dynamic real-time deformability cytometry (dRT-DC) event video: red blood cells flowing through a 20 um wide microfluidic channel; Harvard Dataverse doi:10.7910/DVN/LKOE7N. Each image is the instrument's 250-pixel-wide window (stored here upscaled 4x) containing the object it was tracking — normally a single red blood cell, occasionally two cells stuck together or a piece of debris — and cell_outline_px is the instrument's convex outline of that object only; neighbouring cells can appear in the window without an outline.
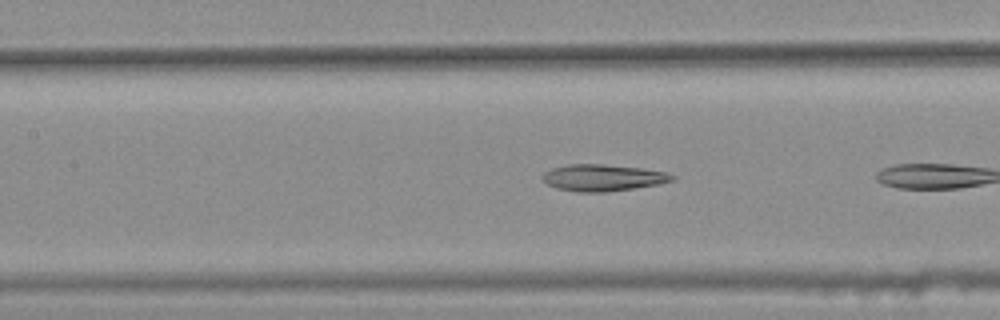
{"species": "common noctule bat (a hibernating species)", "species_latin": "Nyctalus noctula", "temperature_condition": "warm", "stored_images_in_passage": 6, "camera_frame_rate_fps": 3000, "um_per_image_px": 0.085, "animal": {"sex": "female", "body_mass_g": 25.1}, "frame": {"image": 1, "passage_image": 5, "time_ms": 1.333, "image_size_px": [1000, 320], "cell_outline_px": [[676, 180], [660, 184], [608, 192], [576, 192], [556, 188], [540, 180], [540, 176], [544, 172], [552, 168], [568, 164], [604, 164], [640, 168], [668, 172], [676, 176]], "centroid_in_image_um": [51.24, 15.11], "position_along_channel_um": 156.2, "area_um2": 20.46}}